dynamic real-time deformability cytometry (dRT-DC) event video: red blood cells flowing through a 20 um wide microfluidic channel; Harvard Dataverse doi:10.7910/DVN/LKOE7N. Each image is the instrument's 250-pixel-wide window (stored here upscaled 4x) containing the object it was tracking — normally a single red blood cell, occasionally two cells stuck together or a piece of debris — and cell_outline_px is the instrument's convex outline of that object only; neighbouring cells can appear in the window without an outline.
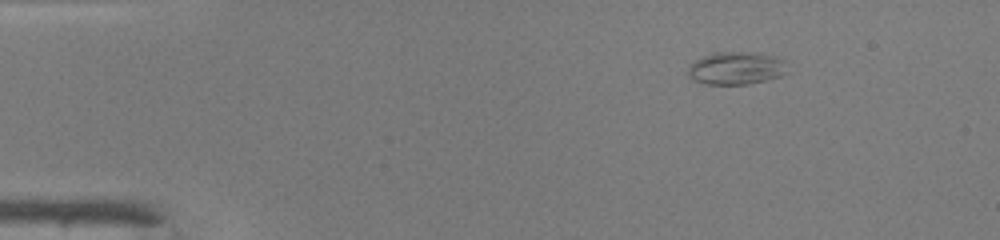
{"species": "common noctule bat (a hibernating species)", "species_latin": "Nyctalus noctula", "temperature_condition": "warm", "stored_images_in_passage": 42, "camera_frame_rate_fps": 3000, "um_per_image_px": 0.085, "animal": {"sex": "male", "body_mass_g": 19.0, "forearm_length_mm": 50.8}, "frame": {"image": 1, "passage_image": 1, "time_ms": 0.0, "image_size_px": [1000, 240], "cell_outline_px": [[788, 72], [780, 76], [768, 80], [748, 84], [704, 84], [692, 80], [688, 76], [688, 64], [712, 52], [752, 52], [776, 56], [784, 60]], "centroid_in_image_um": [62.56, 5.8], "position_along_channel_um": 22.4, "area_um2": 19.25}}
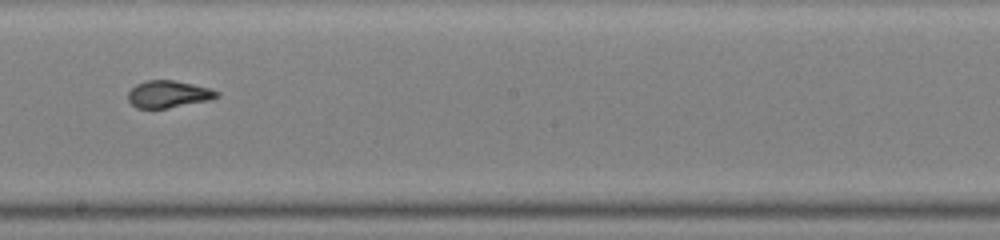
{"frame": {"image": 2, "passage_image": 22, "time_ms": 7.0, "image_size_px": [1000, 240], "cell_outline_px": [[220, 96], [208, 100], [168, 108], [136, 108], [128, 100], [128, 92], [136, 84], [148, 80], [172, 80], [192, 84], [208, 88], [220, 92]], "centroid_in_image_um": [14.3, 8.0], "position_along_channel_um": 233.9, "area_um2": 13.87}}
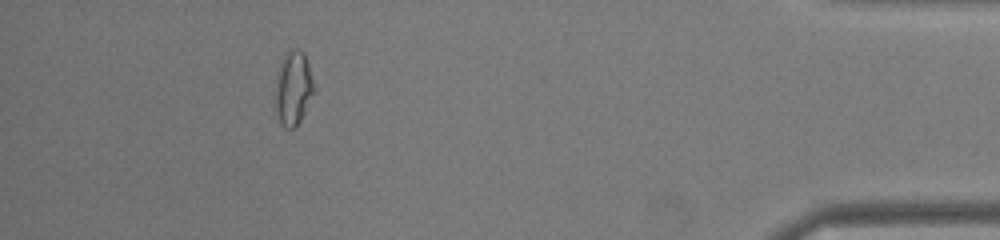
{"frame": {"image": 3, "passage_image": 38, "time_ms": 12.333, "image_size_px": [1000, 240], "cell_outline_px": [[316, 92], [300, 120], [292, 128], [284, 128], [280, 120], [276, 108], [276, 80], [280, 60], [284, 52], [292, 48], [300, 48], [304, 52], [316, 88]], "centroid_in_image_um": [24.96, 7.42], "position_along_channel_um": 410.2, "area_um2": 16.88}, "authors_computed_cell_mechanics": {"area_um2": 15.2303, "velocity_mm_per_s": 4.2654, "shape_relaxation_time_tau1_ms": 5.4711, "shape_relaxation_time_tau2_ms": 1.0751, "deformation_change_tau1": 0.1903, "deformation_change_tau2": 0.0651}}